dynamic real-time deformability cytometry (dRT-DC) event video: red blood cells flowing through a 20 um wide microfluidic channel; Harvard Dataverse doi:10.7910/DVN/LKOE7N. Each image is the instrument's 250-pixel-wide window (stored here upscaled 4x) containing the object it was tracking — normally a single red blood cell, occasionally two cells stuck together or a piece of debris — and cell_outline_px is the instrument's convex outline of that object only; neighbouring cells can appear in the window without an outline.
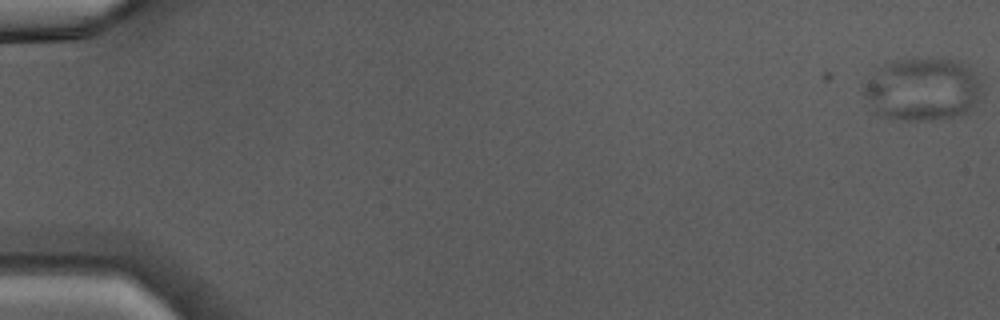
{"species": "Egyptian fruit bat (a non-hibernating species)", "species_latin": "Rousettus aegyptiacus", "temperature_condition": "warm", "stored_images_in_passage": 4, "camera_frame_rate_fps": 3000, "um_per_image_px": 0.085, "animal": {"sex": "male"}, "frame": {"image": 1, "passage_image": 1, "time_ms": 0.0, "image_size_px": [1000, 320], "cell_outline_px": [[984, 92], [980, 100], [968, 112], [960, 116], [948, 120], [888, 120], [876, 116], [864, 96], [864, 88], [880, 68], [896, 60], [964, 60], [972, 68], [980, 80]], "centroid_in_image_um": [78.51, 7.66], "position_along_channel_um": 6.5, "area_um2": 43.87}}